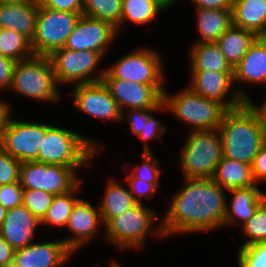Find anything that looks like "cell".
Here are the masks:
<instances>
[{
  "instance_id": "1",
  "label": "cell",
  "mask_w": 266,
  "mask_h": 267,
  "mask_svg": "<svg viewBox=\"0 0 266 267\" xmlns=\"http://www.w3.org/2000/svg\"><path fill=\"white\" fill-rule=\"evenodd\" d=\"M183 179L185 185L172 197L159 226L153 229L159 237L208 232L223 226L227 190L212 178Z\"/></svg>"
},
{
  "instance_id": "2",
  "label": "cell",
  "mask_w": 266,
  "mask_h": 267,
  "mask_svg": "<svg viewBox=\"0 0 266 267\" xmlns=\"http://www.w3.org/2000/svg\"><path fill=\"white\" fill-rule=\"evenodd\" d=\"M223 156L251 165L266 137L258 112L249 103L228 109L218 128Z\"/></svg>"
},
{
  "instance_id": "3",
  "label": "cell",
  "mask_w": 266,
  "mask_h": 267,
  "mask_svg": "<svg viewBox=\"0 0 266 267\" xmlns=\"http://www.w3.org/2000/svg\"><path fill=\"white\" fill-rule=\"evenodd\" d=\"M102 149L101 144L92 138L47 123L45 138L38 153V162L50 165L86 166Z\"/></svg>"
},
{
  "instance_id": "4",
  "label": "cell",
  "mask_w": 266,
  "mask_h": 267,
  "mask_svg": "<svg viewBox=\"0 0 266 267\" xmlns=\"http://www.w3.org/2000/svg\"><path fill=\"white\" fill-rule=\"evenodd\" d=\"M163 93L164 105L178 120L192 127L189 131L216 130L228 110L218 101L205 98L189 87L175 93Z\"/></svg>"
},
{
  "instance_id": "5",
  "label": "cell",
  "mask_w": 266,
  "mask_h": 267,
  "mask_svg": "<svg viewBox=\"0 0 266 267\" xmlns=\"http://www.w3.org/2000/svg\"><path fill=\"white\" fill-rule=\"evenodd\" d=\"M10 90L31 100L59 102L61 94L49 56L33 55L16 62Z\"/></svg>"
},
{
  "instance_id": "6",
  "label": "cell",
  "mask_w": 266,
  "mask_h": 267,
  "mask_svg": "<svg viewBox=\"0 0 266 267\" xmlns=\"http://www.w3.org/2000/svg\"><path fill=\"white\" fill-rule=\"evenodd\" d=\"M181 149L184 178H212L223 157V142L218 129L190 131Z\"/></svg>"
},
{
  "instance_id": "7",
  "label": "cell",
  "mask_w": 266,
  "mask_h": 267,
  "mask_svg": "<svg viewBox=\"0 0 266 267\" xmlns=\"http://www.w3.org/2000/svg\"><path fill=\"white\" fill-rule=\"evenodd\" d=\"M154 209L137 204L121 215L112 218L104 227V237L120 250L144 248L147 235L160 217Z\"/></svg>"
},
{
  "instance_id": "8",
  "label": "cell",
  "mask_w": 266,
  "mask_h": 267,
  "mask_svg": "<svg viewBox=\"0 0 266 267\" xmlns=\"http://www.w3.org/2000/svg\"><path fill=\"white\" fill-rule=\"evenodd\" d=\"M49 58L53 64L58 85H73V83L77 85L102 81L106 72L105 66L100 71L96 69L104 58L99 52L74 51L63 47L55 50Z\"/></svg>"
},
{
  "instance_id": "9",
  "label": "cell",
  "mask_w": 266,
  "mask_h": 267,
  "mask_svg": "<svg viewBox=\"0 0 266 267\" xmlns=\"http://www.w3.org/2000/svg\"><path fill=\"white\" fill-rule=\"evenodd\" d=\"M106 68L103 79H122L146 85H164V66L160 53L136 48Z\"/></svg>"
},
{
  "instance_id": "10",
  "label": "cell",
  "mask_w": 266,
  "mask_h": 267,
  "mask_svg": "<svg viewBox=\"0 0 266 267\" xmlns=\"http://www.w3.org/2000/svg\"><path fill=\"white\" fill-rule=\"evenodd\" d=\"M81 16L80 13L39 7L36 32L31 41L33 54L50 56L55 50L63 48Z\"/></svg>"
},
{
  "instance_id": "11",
  "label": "cell",
  "mask_w": 266,
  "mask_h": 267,
  "mask_svg": "<svg viewBox=\"0 0 266 267\" xmlns=\"http://www.w3.org/2000/svg\"><path fill=\"white\" fill-rule=\"evenodd\" d=\"M80 167L84 166L24 162L20 166L19 182L23 189L43 190L54 195L64 194L81 183L76 174Z\"/></svg>"
},
{
  "instance_id": "12",
  "label": "cell",
  "mask_w": 266,
  "mask_h": 267,
  "mask_svg": "<svg viewBox=\"0 0 266 267\" xmlns=\"http://www.w3.org/2000/svg\"><path fill=\"white\" fill-rule=\"evenodd\" d=\"M44 138L45 123L20 121L10 116L0 140V148L21 163L38 162Z\"/></svg>"
},
{
  "instance_id": "13",
  "label": "cell",
  "mask_w": 266,
  "mask_h": 267,
  "mask_svg": "<svg viewBox=\"0 0 266 267\" xmlns=\"http://www.w3.org/2000/svg\"><path fill=\"white\" fill-rule=\"evenodd\" d=\"M72 96L76 110L103 121L122 123L118 103L103 81L74 85Z\"/></svg>"
},
{
  "instance_id": "14",
  "label": "cell",
  "mask_w": 266,
  "mask_h": 267,
  "mask_svg": "<svg viewBox=\"0 0 266 267\" xmlns=\"http://www.w3.org/2000/svg\"><path fill=\"white\" fill-rule=\"evenodd\" d=\"M117 36V29L109 22L82 15L68 36L64 48L99 52L104 57Z\"/></svg>"
},
{
  "instance_id": "15",
  "label": "cell",
  "mask_w": 266,
  "mask_h": 267,
  "mask_svg": "<svg viewBox=\"0 0 266 267\" xmlns=\"http://www.w3.org/2000/svg\"><path fill=\"white\" fill-rule=\"evenodd\" d=\"M102 81L122 113L125 112L124 108L148 109L164 104V85H146L122 79H102Z\"/></svg>"
},
{
  "instance_id": "16",
  "label": "cell",
  "mask_w": 266,
  "mask_h": 267,
  "mask_svg": "<svg viewBox=\"0 0 266 267\" xmlns=\"http://www.w3.org/2000/svg\"><path fill=\"white\" fill-rule=\"evenodd\" d=\"M190 73L191 83L187 87L193 92L200 94L205 98L218 101L227 109H234L245 103L238 94L236 88H234L233 72L206 70L191 71Z\"/></svg>"
},
{
  "instance_id": "17",
  "label": "cell",
  "mask_w": 266,
  "mask_h": 267,
  "mask_svg": "<svg viewBox=\"0 0 266 267\" xmlns=\"http://www.w3.org/2000/svg\"><path fill=\"white\" fill-rule=\"evenodd\" d=\"M74 253L61 240L33 242L15 250L13 264L16 267H61Z\"/></svg>"
},
{
  "instance_id": "18",
  "label": "cell",
  "mask_w": 266,
  "mask_h": 267,
  "mask_svg": "<svg viewBox=\"0 0 266 267\" xmlns=\"http://www.w3.org/2000/svg\"><path fill=\"white\" fill-rule=\"evenodd\" d=\"M101 225L105 227L99 206L95 207L81 198L75 204L66 226L73 236L62 240L75 253L92 240Z\"/></svg>"
},
{
  "instance_id": "19",
  "label": "cell",
  "mask_w": 266,
  "mask_h": 267,
  "mask_svg": "<svg viewBox=\"0 0 266 267\" xmlns=\"http://www.w3.org/2000/svg\"><path fill=\"white\" fill-rule=\"evenodd\" d=\"M41 221L23 204L7 210L0 227V236L14 249L24 248L34 242Z\"/></svg>"
},
{
  "instance_id": "20",
  "label": "cell",
  "mask_w": 266,
  "mask_h": 267,
  "mask_svg": "<svg viewBox=\"0 0 266 267\" xmlns=\"http://www.w3.org/2000/svg\"><path fill=\"white\" fill-rule=\"evenodd\" d=\"M233 79L238 94L245 102H249L252 97L246 93L245 89H242L240 83L266 84V51L256 41L251 44L242 60L233 68Z\"/></svg>"
},
{
  "instance_id": "21",
  "label": "cell",
  "mask_w": 266,
  "mask_h": 267,
  "mask_svg": "<svg viewBox=\"0 0 266 267\" xmlns=\"http://www.w3.org/2000/svg\"><path fill=\"white\" fill-rule=\"evenodd\" d=\"M259 185L233 188L227 190L231 196V203L227 199L226 214L223 227L239 224L244 225L256 212L258 206L266 199V193L259 189Z\"/></svg>"
},
{
  "instance_id": "22",
  "label": "cell",
  "mask_w": 266,
  "mask_h": 267,
  "mask_svg": "<svg viewBox=\"0 0 266 267\" xmlns=\"http://www.w3.org/2000/svg\"><path fill=\"white\" fill-rule=\"evenodd\" d=\"M39 12L37 3H2L0 5V28L10 29L25 36L30 42L36 32Z\"/></svg>"
},
{
  "instance_id": "23",
  "label": "cell",
  "mask_w": 266,
  "mask_h": 267,
  "mask_svg": "<svg viewBox=\"0 0 266 267\" xmlns=\"http://www.w3.org/2000/svg\"><path fill=\"white\" fill-rule=\"evenodd\" d=\"M199 40L195 43H213L232 26L231 9H195Z\"/></svg>"
},
{
  "instance_id": "24",
  "label": "cell",
  "mask_w": 266,
  "mask_h": 267,
  "mask_svg": "<svg viewBox=\"0 0 266 267\" xmlns=\"http://www.w3.org/2000/svg\"><path fill=\"white\" fill-rule=\"evenodd\" d=\"M119 182L114 178H110L107 181L103 199L98 205L105 225L112 218L121 215L138 204L129 192V188L124 187Z\"/></svg>"
},
{
  "instance_id": "25",
  "label": "cell",
  "mask_w": 266,
  "mask_h": 267,
  "mask_svg": "<svg viewBox=\"0 0 266 267\" xmlns=\"http://www.w3.org/2000/svg\"><path fill=\"white\" fill-rule=\"evenodd\" d=\"M212 179L223 189L248 187L256 184L251 165L222 157Z\"/></svg>"
},
{
  "instance_id": "26",
  "label": "cell",
  "mask_w": 266,
  "mask_h": 267,
  "mask_svg": "<svg viewBox=\"0 0 266 267\" xmlns=\"http://www.w3.org/2000/svg\"><path fill=\"white\" fill-rule=\"evenodd\" d=\"M189 53L190 71L233 72L216 42L194 43Z\"/></svg>"
},
{
  "instance_id": "27",
  "label": "cell",
  "mask_w": 266,
  "mask_h": 267,
  "mask_svg": "<svg viewBox=\"0 0 266 267\" xmlns=\"http://www.w3.org/2000/svg\"><path fill=\"white\" fill-rule=\"evenodd\" d=\"M232 25L254 33L266 27V0H233Z\"/></svg>"
},
{
  "instance_id": "28",
  "label": "cell",
  "mask_w": 266,
  "mask_h": 267,
  "mask_svg": "<svg viewBox=\"0 0 266 267\" xmlns=\"http://www.w3.org/2000/svg\"><path fill=\"white\" fill-rule=\"evenodd\" d=\"M167 9L169 6L162 0H122L121 23L116 28L117 32L120 33L126 22L147 25Z\"/></svg>"
},
{
  "instance_id": "29",
  "label": "cell",
  "mask_w": 266,
  "mask_h": 267,
  "mask_svg": "<svg viewBox=\"0 0 266 267\" xmlns=\"http://www.w3.org/2000/svg\"><path fill=\"white\" fill-rule=\"evenodd\" d=\"M254 41V32L232 25L216 43L226 60L234 68Z\"/></svg>"
},
{
  "instance_id": "30",
  "label": "cell",
  "mask_w": 266,
  "mask_h": 267,
  "mask_svg": "<svg viewBox=\"0 0 266 267\" xmlns=\"http://www.w3.org/2000/svg\"><path fill=\"white\" fill-rule=\"evenodd\" d=\"M81 187L80 183L71 191L55 195L50 208L41 220L42 225L65 227L68 224L70 214L75 204L80 200L77 198V192Z\"/></svg>"
},
{
  "instance_id": "31",
  "label": "cell",
  "mask_w": 266,
  "mask_h": 267,
  "mask_svg": "<svg viewBox=\"0 0 266 267\" xmlns=\"http://www.w3.org/2000/svg\"><path fill=\"white\" fill-rule=\"evenodd\" d=\"M0 54L16 62L32 57L31 42L22 34L0 28Z\"/></svg>"
},
{
  "instance_id": "32",
  "label": "cell",
  "mask_w": 266,
  "mask_h": 267,
  "mask_svg": "<svg viewBox=\"0 0 266 267\" xmlns=\"http://www.w3.org/2000/svg\"><path fill=\"white\" fill-rule=\"evenodd\" d=\"M122 0H83V14L109 22L115 28L121 23Z\"/></svg>"
},
{
  "instance_id": "33",
  "label": "cell",
  "mask_w": 266,
  "mask_h": 267,
  "mask_svg": "<svg viewBox=\"0 0 266 267\" xmlns=\"http://www.w3.org/2000/svg\"><path fill=\"white\" fill-rule=\"evenodd\" d=\"M248 238L240 247L266 241V199L258 206L254 215L241 227Z\"/></svg>"
},
{
  "instance_id": "34",
  "label": "cell",
  "mask_w": 266,
  "mask_h": 267,
  "mask_svg": "<svg viewBox=\"0 0 266 267\" xmlns=\"http://www.w3.org/2000/svg\"><path fill=\"white\" fill-rule=\"evenodd\" d=\"M142 164L138 163L133 167L125 176V179H143L144 181L153 184L157 189L159 188V178L161 170L158 168L160 165L159 160L156 159L154 153L143 152Z\"/></svg>"
},
{
  "instance_id": "35",
  "label": "cell",
  "mask_w": 266,
  "mask_h": 267,
  "mask_svg": "<svg viewBox=\"0 0 266 267\" xmlns=\"http://www.w3.org/2000/svg\"><path fill=\"white\" fill-rule=\"evenodd\" d=\"M54 196L43 190L23 189L22 204L41 221L50 208Z\"/></svg>"
},
{
  "instance_id": "36",
  "label": "cell",
  "mask_w": 266,
  "mask_h": 267,
  "mask_svg": "<svg viewBox=\"0 0 266 267\" xmlns=\"http://www.w3.org/2000/svg\"><path fill=\"white\" fill-rule=\"evenodd\" d=\"M237 256L240 267H266V241L240 247Z\"/></svg>"
},
{
  "instance_id": "37",
  "label": "cell",
  "mask_w": 266,
  "mask_h": 267,
  "mask_svg": "<svg viewBox=\"0 0 266 267\" xmlns=\"http://www.w3.org/2000/svg\"><path fill=\"white\" fill-rule=\"evenodd\" d=\"M159 111H168V109L164 104L162 106H154L148 109H128L127 112H125L126 114L122 113V121L126 118L128 120L127 123L130 124L132 133L138 136L144 129L146 122L153 115L152 113H157Z\"/></svg>"
},
{
  "instance_id": "38",
  "label": "cell",
  "mask_w": 266,
  "mask_h": 267,
  "mask_svg": "<svg viewBox=\"0 0 266 267\" xmlns=\"http://www.w3.org/2000/svg\"><path fill=\"white\" fill-rule=\"evenodd\" d=\"M21 162L0 148V185L19 182Z\"/></svg>"
},
{
  "instance_id": "39",
  "label": "cell",
  "mask_w": 266,
  "mask_h": 267,
  "mask_svg": "<svg viewBox=\"0 0 266 267\" xmlns=\"http://www.w3.org/2000/svg\"><path fill=\"white\" fill-rule=\"evenodd\" d=\"M22 202L23 187L20 182L0 185V203L7 210L22 205Z\"/></svg>"
},
{
  "instance_id": "40",
  "label": "cell",
  "mask_w": 266,
  "mask_h": 267,
  "mask_svg": "<svg viewBox=\"0 0 266 267\" xmlns=\"http://www.w3.org/2000/svg\"><path fill=\"white\" fill-rule=\"evenodd\" d=\"M165 129L166 127L153 115L150 117V119L146 122L144 129L138 135L145 147L143 152H151L148 141L151 139H159L163 137Z\"/></svg>"
},
{
  "instance_id": "41",
  "label": "cell",
  "mask_w": 266,
  "mask_h": 267,
  "mask_svg": "<svg viewBox=\"0 0 266 267\" xmlns=\"http://www.w3.org/2000/svg\"><path fill=\"white\" fill-rule=\"evenodd\" d=\"M127 181L129 192L138 204H143V198L154 196L157 188L143 179H124Z\"/></svg>"
},
{
  "instance_id": "42",
  "label": "cell",
  "mask_w": 266,
  "mask_h": 267,
  "mask_svg": "<svg viewBox=\"0 0 266 267\" xmlns=\"http://www.w3.org/2000/svg\"><path fill=\"white\" fill-rule=\"evenodd\" d=\"M38 6L56 11L83 14V0H41Z\"/></svg>"
},
{
  "instance_id": "43",
  "label": "cell",
  "mask_w": 266,
  "mask_h": 267,
  "mask_svg": "<svg viewBox=\"0 0 266 267\" xmlns=\"http://www.w3.org/2000/svg\"><path fill=\"white\" fill-rule=\"evenodd\" d=\"M16 61L0 54V90L10 91Z\"/></svg>"
},
{
  "instance_id": "44",
  "label": "cell",
  "mask_w": 266,
  "mask_h": 267,
  "mask_svg": "<svg viewBox=\"0 0 266 267\" xmlns=\"http://www.w3.org/2000/svg\"><path fill=\"white\" fill-rule=\"evenodd\" d=\"M251 169L256 184H260L263 180L266 183V142L255 156L251 164Z\"/></svg>"
},
{
  "instance_id": "45",
  "label": "cell",
  "mask_w": 266,
  "mask_h": 267,
  "mask_svg": "<svg viewBox=\"0 0 266 267\" xmlns=\"http://www.w3.org/2000/svg\"><path fill=\"white\" fill-rule=\"evenodd\" d=\"M195 9H232L233 0H189Z\"/></svg>"
},
{
  "instance_id": "46",
  "label": "cell",
  "mask_w": 266,
  "mask_h": 267,
  "mask_svg": "<svg viewBox=\"0 0 266 267\" xmlns=\"http://www.w3.org/2000/svg\"><path fill=\"white\" fill-rule=\"evenodd\" d=\"M15 250L0 236V267L13 264Z\"/></svg>"
},
{
  "instance_id": "47",
  "label": "cell",
  "mask_w": 266,
  "mask_h": 267,
  "mask_svg": "<svg viewBox=\"0 0 266 267\" xmlns=\"http://www.w3.org/2000/svg\"><path fill=\"white\" fill-rule=\"evenodd\" d=\"M9 103L6 101L0 100V140L3 135V132L6 128L7 122L10 118L11 111Z\"/></svg>"
},
{
  "instance_id": "48",
  "label": "cell",
  "mask_w": 266,
  "mask_h": 267,
  "mask_svg": "<svg viewBox=\"0 0 266 267\" xmlns=\"http://www.w3.org/2000/svg\"><path fill=\"white\" fill-rule=\"evenodd\" d=\"M249 103L254 107V109L258 112V115L261 119L262 122V126H263V130L265 133V137H266V99H264V101L262 102V104L260 103V105H256L253 100H250Z\"/></svg>"
},
{
  "instance_id": "49",
  "label": "cell",
  "mask_w": 266,
  "mask_h": 267,
  "mask_svg": "<svg viewBox=\"0 0 266 267\" xmlns=\"http://www.w3.org/2000/svg\"><path fill=\"white\" fill-rule=\"evenodd\" d=\"M255 41L266 51V27L255 33Z\"/></svg>"
},
{
  "instance_id": "50",
  "label": "cell",
  "mask_w": 266,
  "mask_h": 267,
  "mask_svg": "<svg viewBox=\"0 0 266 267\" xmlns=\"http://www.w3.org/2000/svg\"><path fill=\"white\" fill-rule=\"evenodd\" d=\"M7 209L0 203V227L6 217Z\"/></svg>"
},
{
  "instance_id": "51",
  "label": "cell",
  "mask_w": 266,
  "mask_h": 267,
  "mask_svg": "<svg viewBox=\"0 0 266 267\" xmlns=\"http://www.w3.org/2000/svg\"><path fill=\"white\" fill-rule=\"evenodd\" d=\"M4 3H26L30 2V0H2Z\"/></svg>"
},
{
  "instance_id": "52",
  "label": "cell",
  "mask_w": 266,
  "mask_h": 267,
  "mask_svg": "<svg viewBox=\"0 0 266 267\" xmlns=\"http://www.w3.org/2000/svg\"><path fill=\"white\" fill-rule=\"evenodd\" d=\"M166 5H168L169 7L174 6L175 3H178L177 1L180 0H162Z\"/></svg>"
},
{
  "instance_id": "53",
  "label": "cell",
  "mask_w": 266,
  "mask_h": 267,
  "mask_svg": "<svg viewBox=\"0 0 266 267\" xmlns=\"http://www.w3.org/2000/svg\"><path fill=\"white\" fill-rule=\"evenodd\" d=\"M118 262H119V261H115V260L111 261L109 267H124V266H122V265H121L120 263H118Z\"/></svg>"
},
{
  "instance_id": "54",
  "label": "cell",
  "mask_w": 266,
  "mask_h": 267,
  "mask_svg": "<svg viewBox=\"0 0 266 267\" xmlns=\"http://www.w3.org/2000/svg\"><path fill=\"white\" fill-rule=\"evenodd\" d=\"M41 0H30V2H33V3H39Z\"/></svg>"
},
{
  "instance_id": "55",
  "label": "cell",
  "mask_w": 266,
  "mask_h": 267,
  "mask_svg": "<svg viewBox=\"0 0 266 267\" xmlns=\"http://www.w3.org/2000/svg\"><path fill=\"white\" fill-rule=\"evenodd\" d=\"M7 267H16L14 264H12V265H9V266H7Z\"/></svg>"
}]
</instances>
